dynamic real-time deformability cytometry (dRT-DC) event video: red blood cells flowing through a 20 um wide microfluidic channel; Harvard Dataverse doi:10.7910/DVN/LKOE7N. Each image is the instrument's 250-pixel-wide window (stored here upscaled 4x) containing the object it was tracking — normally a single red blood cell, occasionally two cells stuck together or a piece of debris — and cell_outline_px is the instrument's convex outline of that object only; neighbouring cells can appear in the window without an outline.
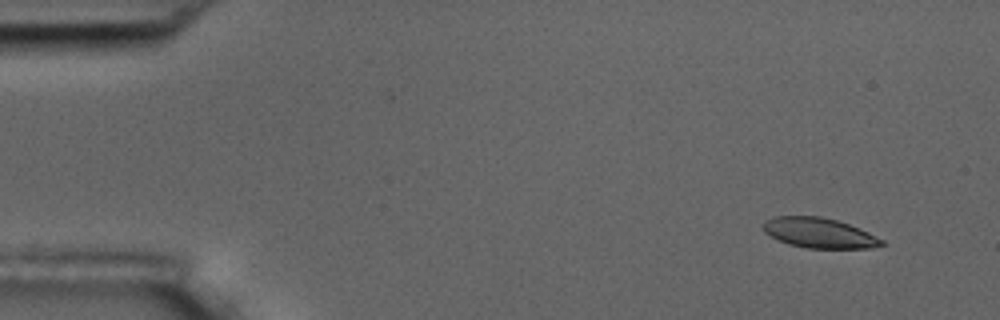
{"species": "common noctule bat (a hibernating species)", "species_latin": "Nyctalus noctula", "temperature_condition": "room temperature", "stored_images_in_passage": 8, "camera_frame_rate_fps": 3000, "um_per_image_px": 0.085, "animal": {"sex": "male", "body_mass_g": 17.5, "forearm_length_mm": 52.3}, "frame": {"image": 1, "passage_image": 1, "time_ms": 0.0, "image_size_px": [1000, 320], "cell_outline_px": [[888, 244], [872, 248], [804, 248], [788, 244], [776, 240], [764, 232], [764, 224], [772, 216], [820, 216], [836, 220], [848, 224], [868, 232], [884, 240]], "centroid_in_image_um": [69.64, 19.81], "position_along_channel_um": 15.4, "area_um2": 20.87}}
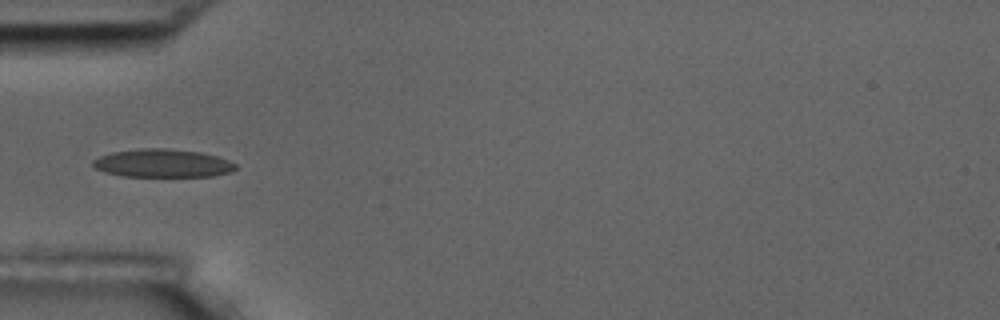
{"frame": {"image": 2, "passage_image": 5, "time_ms": 4.667, "image_size_px": [1000, 320], "cell_outline_px": [[236, 168], [232, 172], [212, 176], [124, 176], [104, 172], [92, 168], [92, 160], [100, 156], [112, 152], [144, 148], [164, 148], [200, 152], [216, 156], [228, 160], [236, 164]], "centroid_in_image_um": [13.79, 13.88], "position_along_channel_um": 71.2, "area_um2": 23.41}}
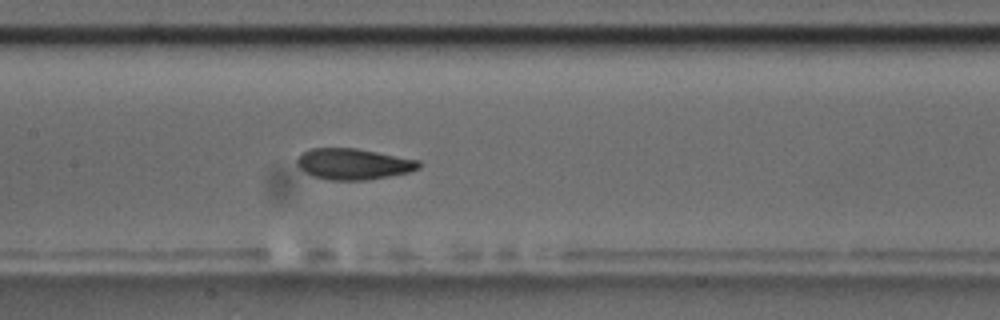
{"frame": {"image": 3, "passage_image": 8, "time_ms": 7.667, "image_size_px": [1000, 320], "cell_outline_px": [[420, 168], [408, 172], [368, 180], [328, 180], [312, 176], [304, 172], [296, 164], [296, 160], [304, 152], [312, 148], [356, 148], [420, 160]], "centroid_in_image_um": [30.03, 13.94], "position_along_channel_um": 177.4, "area_um2": 22.02}}